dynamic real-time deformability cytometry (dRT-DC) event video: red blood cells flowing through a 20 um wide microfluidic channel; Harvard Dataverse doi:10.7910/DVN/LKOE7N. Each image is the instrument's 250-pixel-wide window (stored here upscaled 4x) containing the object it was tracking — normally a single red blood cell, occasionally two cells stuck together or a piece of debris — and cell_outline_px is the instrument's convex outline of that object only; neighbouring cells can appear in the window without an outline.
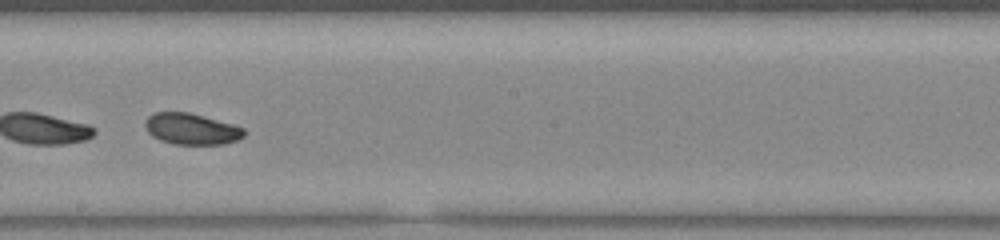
{"species": "common noctule bat (a hibernating species)", "species_latin": "Nyctalus noctula", "temperature_condition": "warm", "stored_images_in_passage": 51, "segment_of_instrument_passage": [2, 2], "camera_frame_rate_fps": 3000, "um_per_image_px": 0.085, "animal": {"sex": "female", "body_mass_g": 23.0, "forearm_length_mm": 53.4}, "frame": {"image": 1, "passage_image": 30, "time_ms": 9.667, "image_size_px": [1000, 240], "cell_outline_px": [[244, 136], [236, 140], [224, 144], [176, 144], [160, 140], [152, 136], [144, 128], [144, 120], [152, 112], [188, 112], [232, 124], [244, 128]], "centroid_in_image_um": [16.22, 10.95], "position_along_channel_um": 232.0, "area_um2": 17.98}}